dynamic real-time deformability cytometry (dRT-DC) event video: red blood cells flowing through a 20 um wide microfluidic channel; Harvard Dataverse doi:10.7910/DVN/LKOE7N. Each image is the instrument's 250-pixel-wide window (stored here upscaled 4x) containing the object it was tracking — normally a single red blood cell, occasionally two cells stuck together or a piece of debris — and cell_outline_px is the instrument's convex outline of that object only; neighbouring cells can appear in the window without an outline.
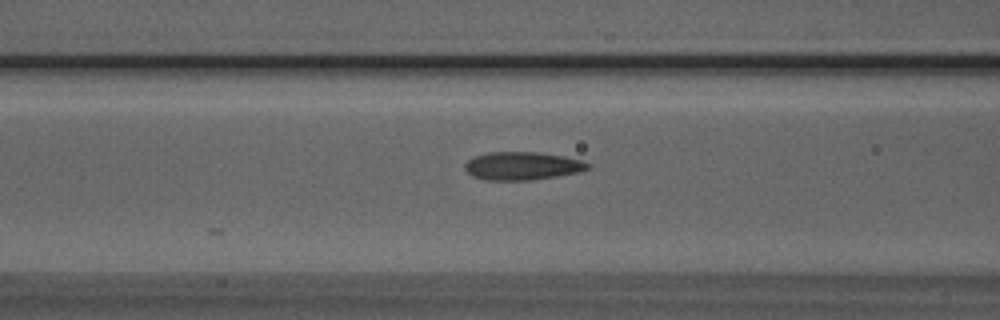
{"species": "Egyptian fruit bat (a non-hibernating species)", "species_latin": "Rousettus aegyptiacus", "temperature_condition": "room temperature", "stored_images_in_passage": 33, "camera_frame_rate_fps": 3000, "um_per_image_px": 0.085, "animal": {"sex": "male"}, "frame": {"image": 1, "passage_image": 13, "time_ms": 4.0, "image_size_px": [1000, 320], "cell_outline_px": [[592, 168], [580, 172], [556, 176], [528, 180], [484, 180], [472, 176], [464, 168], [464, 164], [472, 156], [488, 152], [536, 152], [564, 156], [580, 160], [592, 164]], "centroid_in_image_um": [44.39, 14.1], "position_along_channel_um": 122.2, "area_um2": 20.29}}
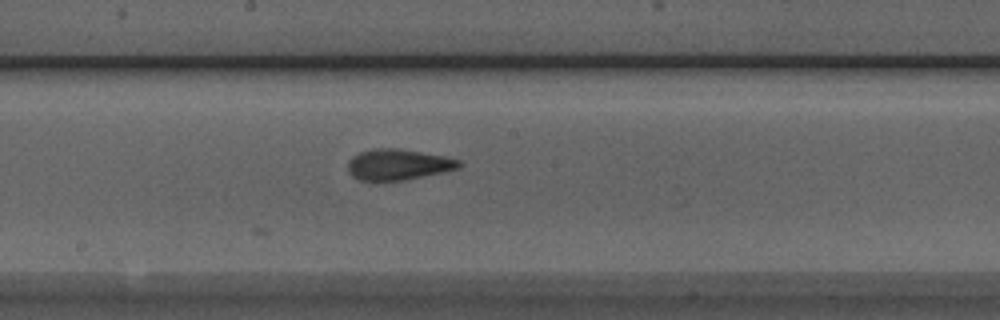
{"frame": {"image": 2, "passage_image": 20, "time_ms": 6.333, "image_size_px": [1000, 320], "cell_outline_px": [[464, 164], [460, 168], [444, 172], [404, 180], [360, 180], [352, 176], [348, 172], [348, 160], [352, 156], [360, 152], [372, 148], [396, 148], [444, 156], [460, 160]], "centroid_in_image_um": [33.85, 13.98], "position_along_channel_um": 214.3, "area_um2": 20.06}}
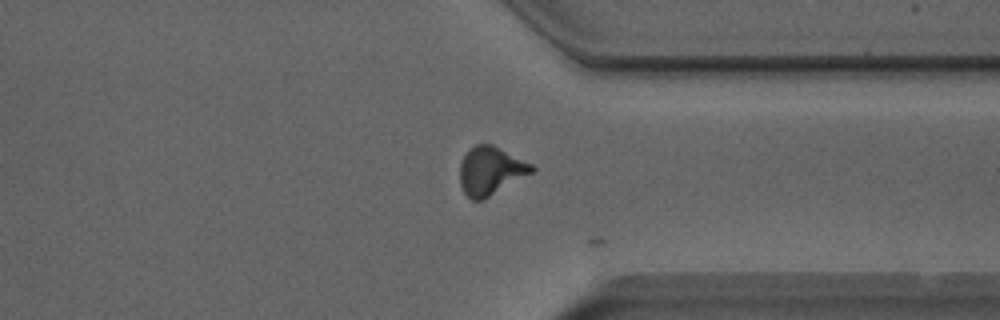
{"frame": {"image": 3, "passage_image": 32, "time_ms": 10.333, "image_size_px": [1000, 320], "cell_outline_px": [[536, 168], [532, 172], [488, 196], [480, 200], [472, 200], [464, 192], [460, 184], [460, 164], [464, 156], [476, 144], [492, 144], [532, 164]], "centroid_in_image_um": [41.68, 14.5], "position_along_channel_um": 369.7, "area_um2": 19.59}}